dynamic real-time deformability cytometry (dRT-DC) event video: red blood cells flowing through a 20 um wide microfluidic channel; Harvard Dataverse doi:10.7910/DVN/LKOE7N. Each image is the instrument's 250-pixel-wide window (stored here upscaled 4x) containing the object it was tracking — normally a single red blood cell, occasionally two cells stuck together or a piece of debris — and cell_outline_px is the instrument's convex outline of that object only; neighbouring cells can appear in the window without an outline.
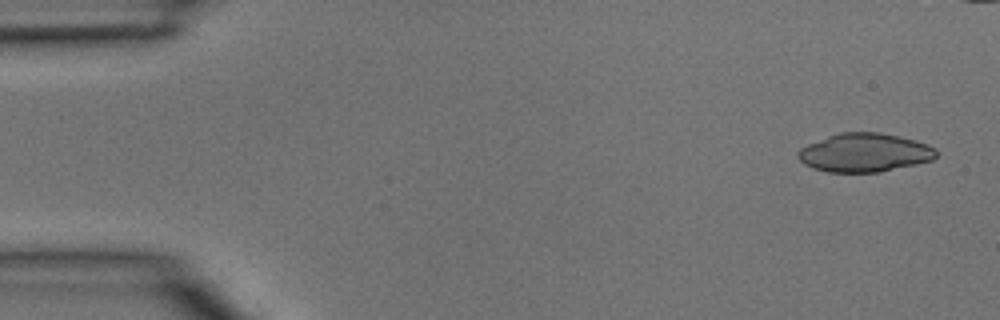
{"species": "common noctule bat (a hibernating species)", "species_latin": "Nyctalus noctula", "temperature_condition": "room temperature", "stored_images_in_passage": 4, "camera_frame_rate_fps": 3000, "um_per_image_px": 0.085, "animal": {"sex": "male", "body_mass_g": 15.6}, "frame": {"image": 1, "passage_image": 1, "time_ms": 0.0, "image_size_px": [1000, 320], "cell_outline_px": [[936, 156], [932, 160], [916, 164], [880, 172], [828, 172], [812, 168], [804, 164], [796, 156], [796, 152], [800, 148], [808, 144], [828, 136], [840, 132], [880, 132], [900, 136], [916, 140], [928, 144], [936, 148]], "centroid_in_image_um": [73.48, 12.97], "position_along_channel_um": 11.5, "area_um2": 31.27}}